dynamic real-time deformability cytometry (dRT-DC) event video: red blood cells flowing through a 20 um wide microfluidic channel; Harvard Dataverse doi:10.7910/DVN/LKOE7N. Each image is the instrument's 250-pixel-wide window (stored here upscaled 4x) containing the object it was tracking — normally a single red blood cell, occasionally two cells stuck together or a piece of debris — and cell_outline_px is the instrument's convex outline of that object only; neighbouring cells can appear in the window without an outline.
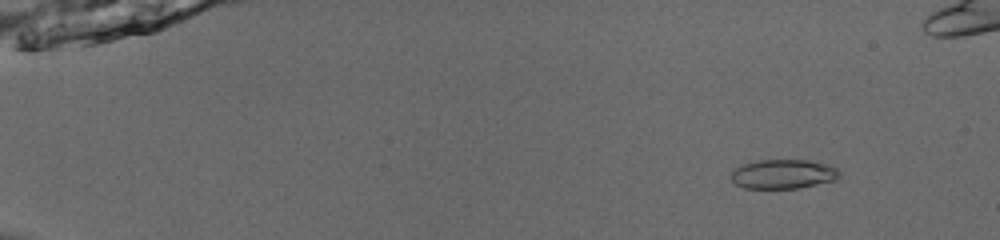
{"species": "common noctule bat (a hibernating species)", "species_latin": "Nyctalus noctula", "temperature_condition": "room temperature", "stored_images_in_passage": 53, "camera_frame_rate_fps": 3000, "um_per_image_px": 0.085, "animal": {"sex": "male", "body_mass_g": 13.0, "forearm_length_mm": 53.1}, "frame": {"image": 1, "passage_image": 7, "time_ms": 2.0, "image_size_px": [1000, 240], "cell_outline_px": [[840, 176], [836, 180], [800, 188], [744, 188], [736, 184], [728, 176], [736, 168], [744, 164], [760, 160], [808, 160], [828, 164], [836, 168], [840, 172]], "centroid_in_image_um": [66.59, 14.8], "position_along_channel_um": 18.4, "area_um2": 18.55}}
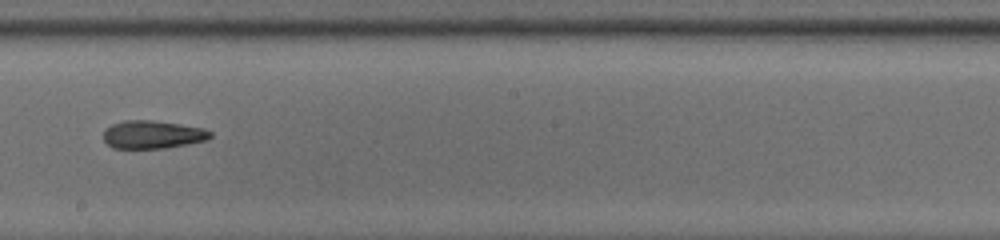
{"frame": {"image": 2, "passage_image": 33, "time_ms": 10.667, "image_size_px": [1000, 240], "cell_outline_px": [[212, 136], [208, 140], [188, 144], [164, 148], [112, 148], [104, 140], [104, 128], [112, 124], [124, 120], [152, 120], [180, 124], [204, 128], [212, 132]], "centroid_in_image_um": [12.98, 11.43], "position_along_channel_um": 235.2, "area_um2": 17.57}}
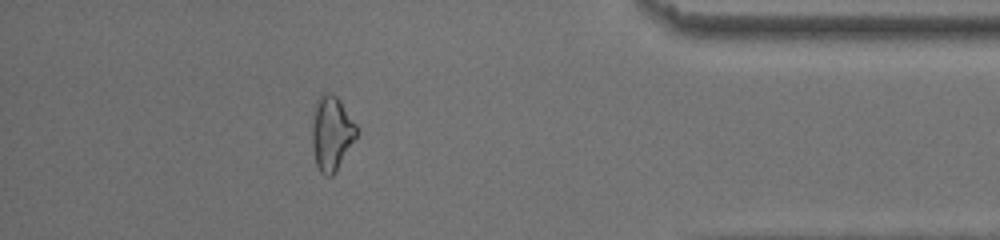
{"frame": {"image": 3, "passage_image": 48, "time_ms": 15.667, "image_size_px": [1000, 240], "cell_outline_px": [[356, 136], [332, 176], [324, 176], [320, 172], [316, 164], [312, 144], [312, 112], [316, 100], [324, 92], [332, 92], [340, 100], [356, 124]], "centroid_in_image_um": [28.14, 11.27], "position_along_channel_um": 407.1, "area_um2": 19.13}}